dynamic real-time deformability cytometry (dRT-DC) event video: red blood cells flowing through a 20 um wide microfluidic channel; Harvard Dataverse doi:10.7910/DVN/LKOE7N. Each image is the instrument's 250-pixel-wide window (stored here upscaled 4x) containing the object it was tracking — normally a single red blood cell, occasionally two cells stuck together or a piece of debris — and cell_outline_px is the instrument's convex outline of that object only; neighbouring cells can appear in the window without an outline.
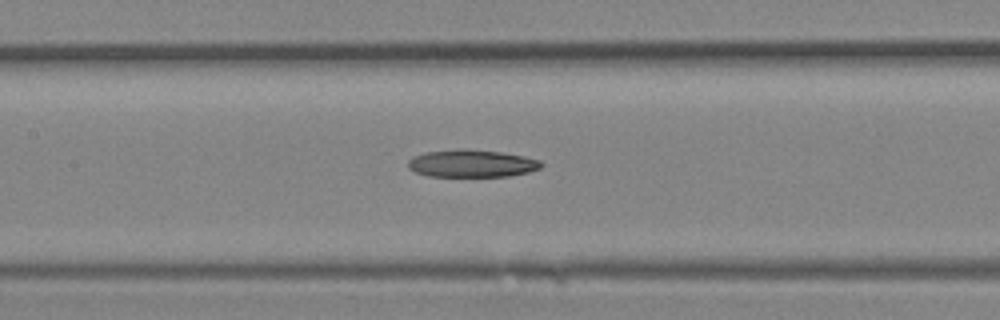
{"species": "Egyptian fruit bat (a non-hibernating species)", "species_latin": "Rousettus aegyptiacus", "temperature_condition": "room temperature", "stored_images_in_passage": 13, "camera_frame_rate_fps": 3000, "um_per_image_px": 0.085, "animal": {"sex": "female"}, "frame": {"image": 1, "passage_image": 10, "time_ms": 3.0, "image_size_px": [1000, 320], "cell_outline_px": [[544, 164], [540, 168], [528, 172], [508, 176], [428, 176], [416, 172], [408, 168], [408, 160], [412, 156], [424, 152], [460, 148], [464, 148], [500, 152], [524, 156], [540, 160]], "centroid_in_image_um": [40.07, 13.88], "position_along_channel_um": 167.3, "area_um2": 21.44}}